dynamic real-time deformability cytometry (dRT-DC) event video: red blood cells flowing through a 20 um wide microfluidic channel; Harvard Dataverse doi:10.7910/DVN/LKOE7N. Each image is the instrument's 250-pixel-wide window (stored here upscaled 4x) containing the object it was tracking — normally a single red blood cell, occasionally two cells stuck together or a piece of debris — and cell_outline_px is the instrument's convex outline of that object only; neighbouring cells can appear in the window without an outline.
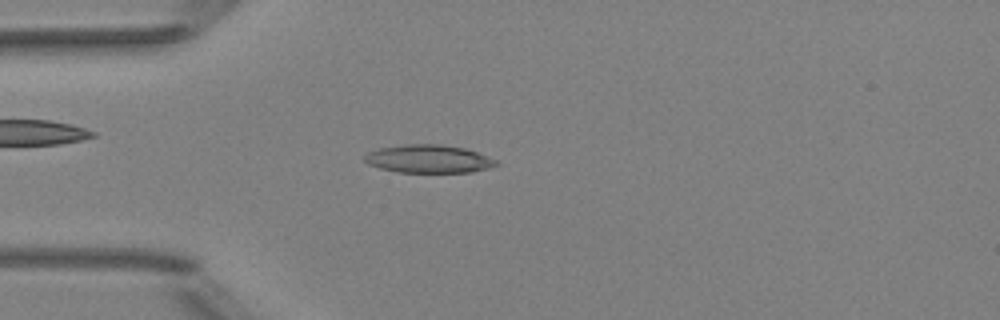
{"species": "Egyptian fruit bat (a non-hibernating species)", "species_latin": "Rousettus aegyptiacus", "temperature_condition": "room temperature", "stored_images_in_passage": 51, "camera_frame_rate_fps": 3000, "um_per_image_px": 0.085, "animal": {"sex": "female"}, "frame": {"image": 1, "passage_image": 14, "time_ms": 4.333, "image_size_px": [1000, 320], "cell_outline_px": [[500, 164], [488, 168], [472, 172], [396, 172], [380, 168], [368, 164], [364, 160], [364, 156], [368, 152], [380, 148], [404, 144], [440, 144], [464, 148], [476, 152], [496, 160]], "centroid_in_image_um": [36.41, 13.51], "position_along_channel_um": 48.6, "area_um2": 21.44}}
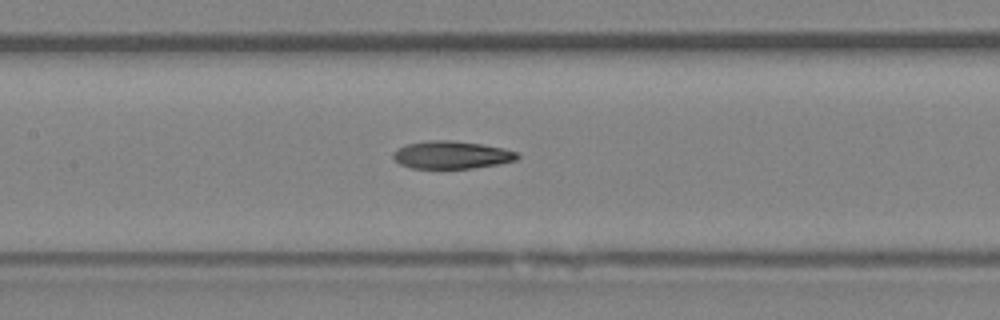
{"frame": {"image": 2, "passage_image": 24, "time_ms": 7.667, "image_size_px": [1000, 320], "cell_outline_px": [[520, 156], [516, 160], [496, 164], [472, 168], [412, 168], [400, 164], [392, 156], [392, 152], [396, 148], [408, 144], [428, 140], [448, 140], [480, 144], [504, 148], [516, 152]], "centroid_in_image_um": [38.35, 13.16], "position_along_channel_um": 169.0, "area_um2": 19.88}}
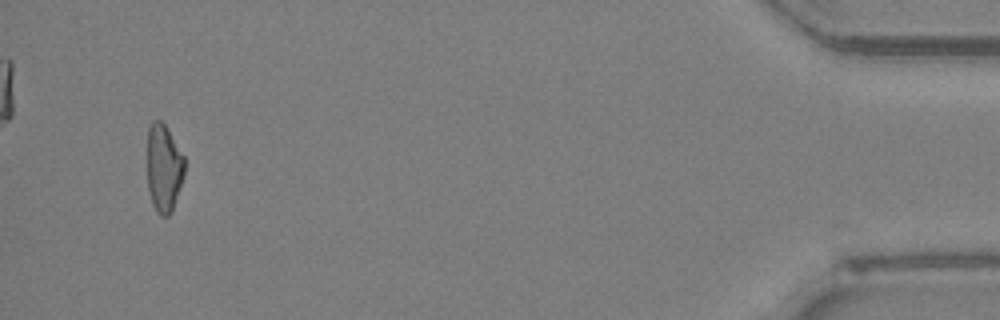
{"frame": {"image": 3, "passage_image": 49, "time_ms": 16.0, "image_size_px": [1000, 320], "cell_outline_px": [[184, 176], [172, 212], [168, 216], [160, 216], [156, 212], [152, 204], [148, 188], [148, 128], [152, 120], [160, 120], [164, 124], [184, 156]], "centroid_in_image_um": [13.92, 14.32], "position_along_channel_um": 421.3, "area_um2": 19.07}, "authors_computed_cell_mechanics": {"area_um2": 20.6346, "velocity_mm_per_s": 4.0058, "shape_relaxation_time_tau1_ms": null, "shape_relaxation_time_tau2_ms": 6.4253, "deformation_change_tau1": null, "deformation_change_tau2": 0.1611}}